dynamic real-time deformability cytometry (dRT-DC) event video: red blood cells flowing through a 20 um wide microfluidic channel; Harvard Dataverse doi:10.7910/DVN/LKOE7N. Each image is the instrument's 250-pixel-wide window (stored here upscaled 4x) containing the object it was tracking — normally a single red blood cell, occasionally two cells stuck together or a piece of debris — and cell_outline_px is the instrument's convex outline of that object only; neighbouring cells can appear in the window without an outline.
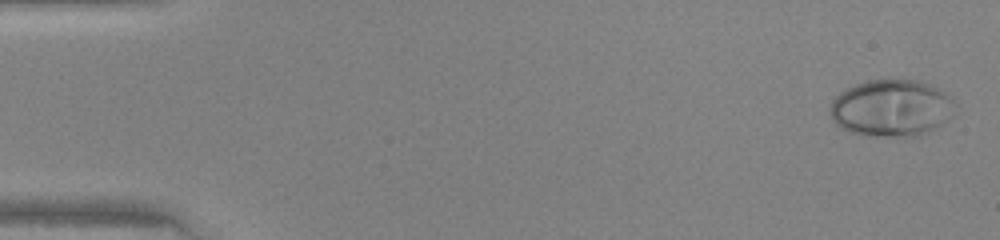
{"species": "human", "species_latin": "Homo sapiens", "temperature_condition": "warm", "stored_images_in_passage": 47, "camera_frame_rate_fps": 3000, "um_per_image_px": 0.085, "donor": {"sex": "female"}, "frame": {"image": 1, "passage_image": 2, "time_ms": 0.333, "image_size_px": [1000, 240], "cell_outline_px": [[956, 104], [952, 116], [948, 120], [924, 136], [864, 136], [840, 128], [832, 120], [828, 112], [828, 108], [832, 100], [840, 92], [856, 84], [868, 80], [920, 80], [940, 88], [952, 96]], "centroid_in_image_um": [75.8, 9.2], "position_along_channel_um": 9.2, "area_um2": 42.25}}
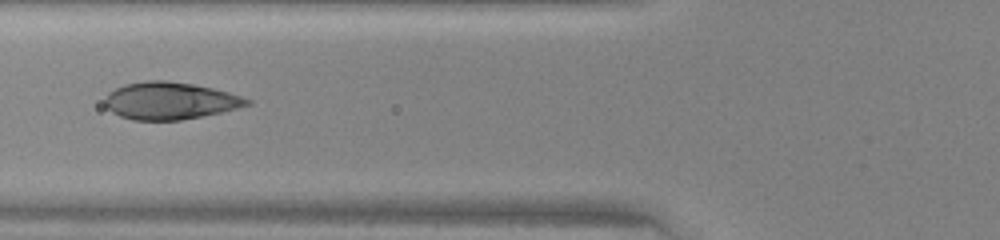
{"frame": {"image": 2, "passage_image": 19, "time_ms": 6.0, "image_size_px": [1000, 240], "cell_outline_px": [[252, 104], [220, 112], [180, 120], [132, 120], [120, 116], [112, 112], [104, 104], [104, 100], [108, 92], [124, 84], [148, 80], [164, 80], [192, 84], [212, 88], [228, 92], [252, 100]], "centroid_in_image_um": [14.41, 8.56], "position_along_channel_um": 111.4, "area_um2": 30.69}}
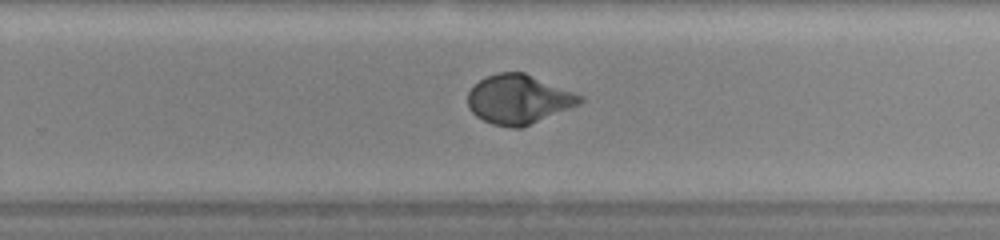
{"frame": {"image": 3, "passage_image": 31, "time_ms": 10.0, "image_size_px": [1000, 240], "cell_outline_px": [[584, 100], [580, 104], [520, 128], [512, 128], [492, 124], [476, 116], [468, 108], [468, 92], [480, 80], [488, 76], [500, 72], [524, 72], [584, 96]], "centroid_in_image_um": [44.09, 8.44], "position_along_channel_um": 285.7, "area_um2": 31.91}}